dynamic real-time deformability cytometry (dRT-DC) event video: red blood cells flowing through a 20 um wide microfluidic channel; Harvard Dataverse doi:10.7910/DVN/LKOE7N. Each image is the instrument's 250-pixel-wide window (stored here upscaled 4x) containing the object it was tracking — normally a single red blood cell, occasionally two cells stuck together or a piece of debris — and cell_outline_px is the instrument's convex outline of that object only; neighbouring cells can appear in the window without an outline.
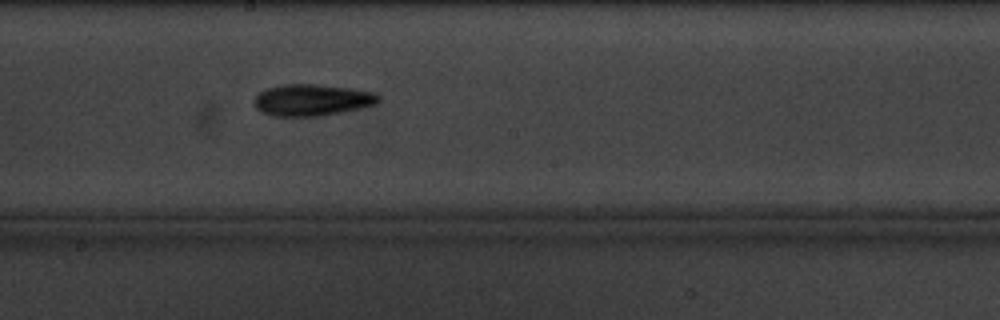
{"species": "common noctule bat (a hibernating species)", "species_latin": "Nyctalus noctula", "temperature_condition": "cold", "stored_images_in_passage": 7, "camera_frame_rate_fps": 3000, "um_per_image_px": 0.085, "animal": {"sex": "male", "body_mass_g": 20.1, "forearm_length_mm": 53.5}, "frame": {"image": 1, "passage_image": 7, "time_ms": 7.667, "image_size_px": [1000, 320], "cell_outline_px": [[380, 100], [376, 104], [324, 116], [272, 116], [256, 108], [252, 100], [260, 92], [268, 88], [284, 84], [312, 84], [352, 88], [376, 92], [380, 96]], "centroid_in_image_um": [26.54, 8.5], "position_along_channel_um": 221.7, "area_um2": 22.95}}